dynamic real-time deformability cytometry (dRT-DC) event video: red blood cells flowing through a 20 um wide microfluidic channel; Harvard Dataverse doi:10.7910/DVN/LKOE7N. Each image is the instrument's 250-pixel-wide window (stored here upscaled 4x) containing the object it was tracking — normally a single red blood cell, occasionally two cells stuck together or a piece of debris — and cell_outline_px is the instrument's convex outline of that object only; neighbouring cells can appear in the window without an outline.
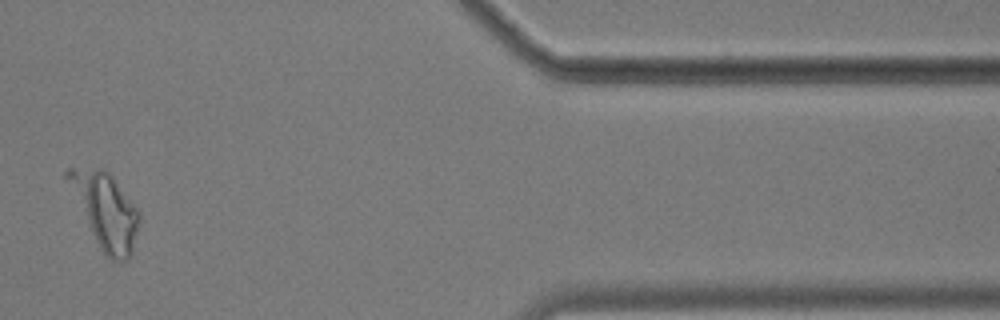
{"species": "common noctule bat (a hibernating species)", "species_latin": "Nyctalus noctula", "temperature_condition": "cold", "stored_images_in_passage": 13, "segment_of_instrument_passage": [2, 2], "camera_frame_rate_fps": 3000, "um_per_image_px": 0.085, "animal": {"sex": "male", "body_mass_g": 17.9}, "frame": {"image": 1, "passage_image": 12, "time_ms": 14.0, "image_size_px": [1000, 320], "cell_outline_px": [[140, 216], [132, 252], [128, 260], [112, 260], [104, 256], [64, 176], [64, 172], [68, 168], [104, 168], [112, 176], [140, 212]], "centroid_in_image_um": [8.97, 17.88], "position_along_channel_um": 402.4, "area_um2": 30.52}}